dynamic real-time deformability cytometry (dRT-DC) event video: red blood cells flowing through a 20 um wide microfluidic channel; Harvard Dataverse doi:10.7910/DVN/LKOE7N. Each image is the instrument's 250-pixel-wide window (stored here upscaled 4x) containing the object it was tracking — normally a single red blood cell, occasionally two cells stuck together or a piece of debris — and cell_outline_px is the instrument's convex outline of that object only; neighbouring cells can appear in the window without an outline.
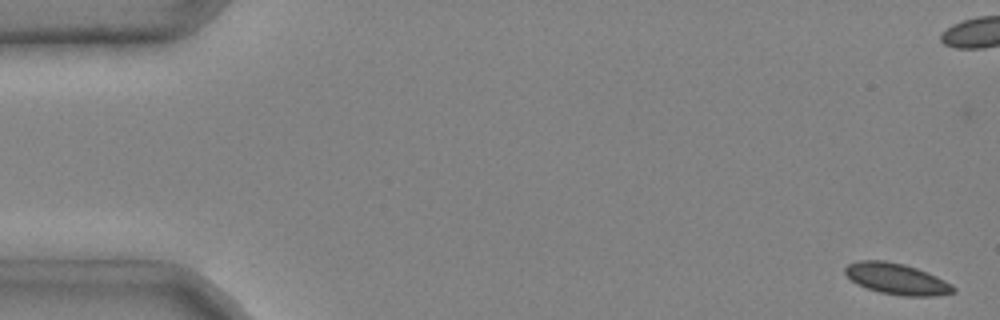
{"species": "common noctule bat (a hibernating species)", "species_latin": "Nyctalus noctula", "temperature_condition": "cold", "stored_images_in_passage": 7, "camera_frame_rate_fps": 3000, "um_per_image_px": 0.085, "animal": {"sex": "male", "body_mass_g": 20.4}, "frame": {"image": 1, "passage_image": 1, "time_ms": 0.0, "image_size_px": [1000, 320], "cell_outline_px": [[956, 292], [936, 296], [904, 296], [880, 292], [856, 284], [844, 272], [844, 268], [848, 264], [860, 260], [884, 260], [904, 264], [916, 268], [936, 276], [952, 284], [956, 288]], "centroid_in_image_um": [76.23, 23.71], "position_along_channel_um": 8.8, "area_um2": 19.59}}
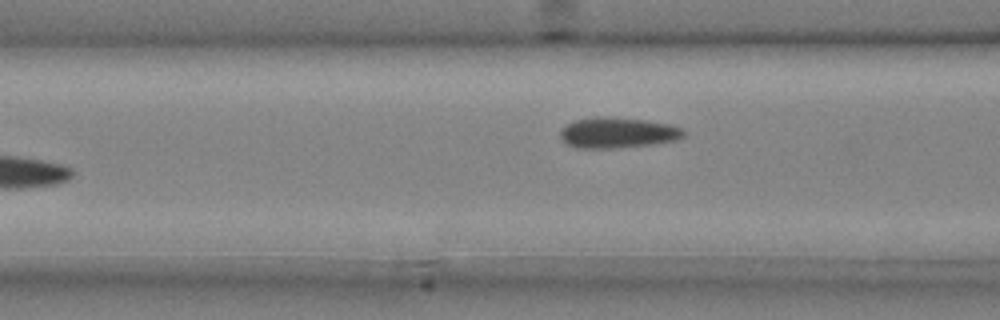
{"frame": {"image": 2, "passage_image": 6, "time_ms": 1.667, "image_size_px": [1000, 320], "cell_outline_px": [[684, 136], [676, 140], [652, 144], [616, 148], [576, 148], [560, 140], [560, 128], [576, 120], [596, 116], [600, 116], [644, 120], [668, 124], [684, 128]], "centroid_in_image_um": [52.47, 11.29], "position_along_channel_um": 114.1, "area_um2": 22.02}}
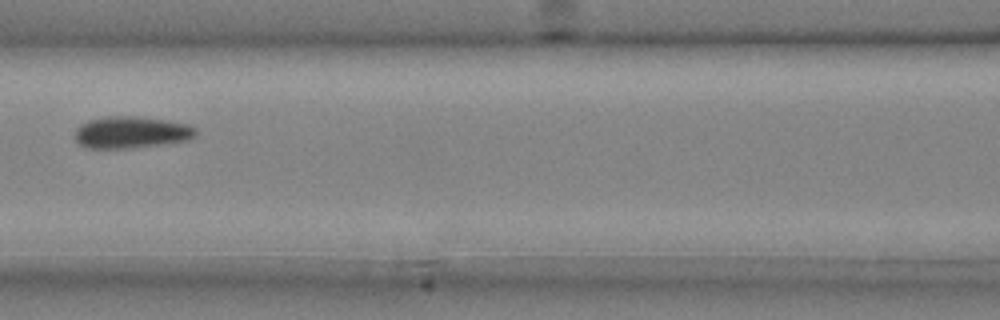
{"frame": {"image": 3, "passage_image": 7, "time_ms": 2.0, "image_size_px": [1000, 320], "cell_outline_px": [[196, 136], [188, 140], [168, 144], [132, 148], [84, 148], [76, 144], [76, 128], [80, 124], [88, 120], [112, 116], [132, 116], [164, 120], [188, 124], [196, 128]], "centroid_in_image_um": [11.15, 11.27], "position_along_channel_um": 155.4, "area_um2": 22.6}}